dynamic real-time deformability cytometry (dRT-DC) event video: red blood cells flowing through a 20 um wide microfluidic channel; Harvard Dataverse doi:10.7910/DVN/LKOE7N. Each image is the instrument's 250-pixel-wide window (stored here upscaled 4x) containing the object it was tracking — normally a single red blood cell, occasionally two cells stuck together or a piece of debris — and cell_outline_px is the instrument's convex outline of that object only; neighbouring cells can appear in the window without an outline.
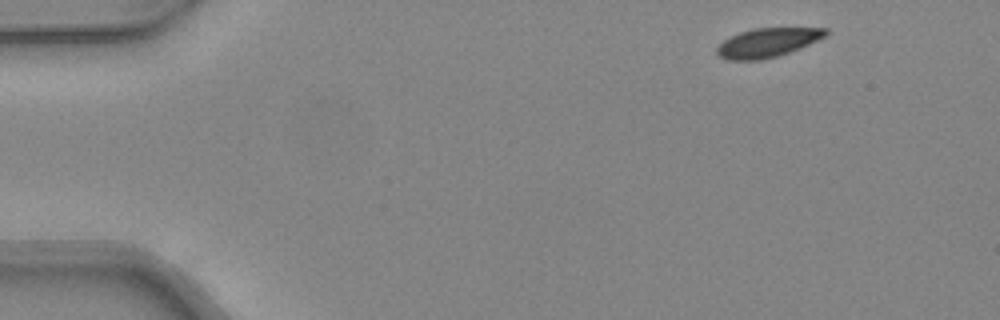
{"species": "common noctule bat (a hibernating species)", "species_latin": "Nyctalus noctula", "temperature_condition": "warm", "stored_images_in_passage": 27, "camera_frame_rate_fps": 3000, "um_per_image_px": 0.085, "animal": {"sex": "female", "body_mass_g": 24.6, "forearm_length_mm": 56.2}, "frame": {"image": 1, "passage_image": 1, "time_ms": 0.0, "image_size_px": [1000, 320], "cell_outline_px": [[828, 36], [800, 48], [776, 56], [760, 60], [728, 60], [720, 56], [716, 52], [716, 48], [724, 40], [740, 32], [752, 28], [828, 28]], "centroid_in_image_um": [65.26, 3.61], "position_along_channel_um": 19.7, "area_um2": 18.32}}
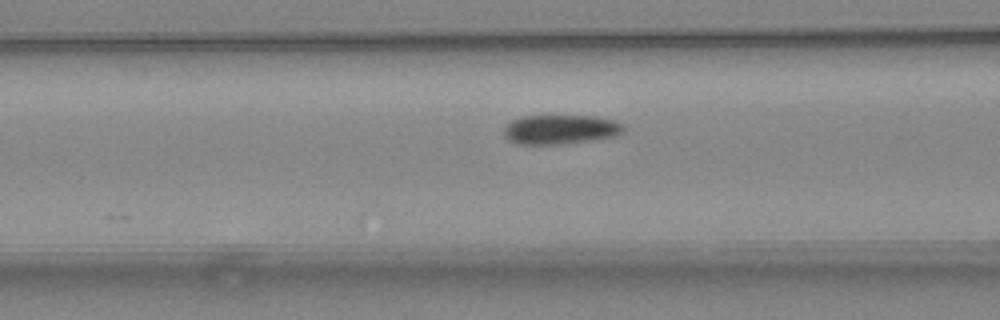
{"frame": {"image": 2, "passage_image": 15, "time_ms": 4.667, "image_size_px": [1000, 320], "cell_outline_px": [[624, 132], [612, 136], [588, 140], [560, 144], [516, 144], [508, 140], [504, 136], [504, 128], [512, 120], [520, 116], [596, 116], [612, 120], [624, 124]], "centroid_in_image_um": [47.6, 11.0], "position_along_channel_um": 119.0, "area_um2": 20.35}}
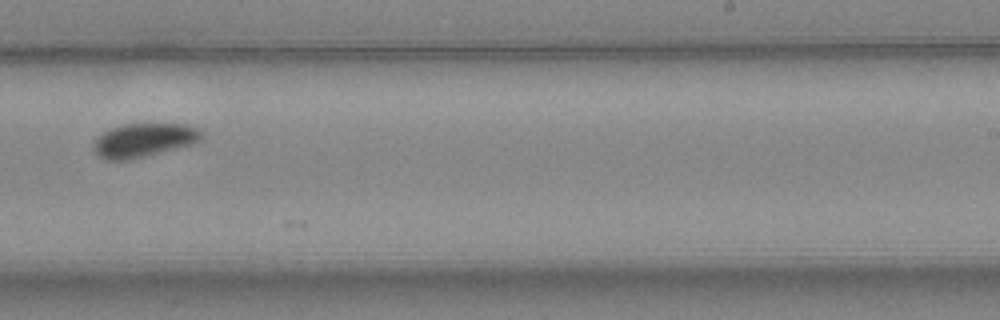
{"frame": {"image": 3, "passage_image": 26, "time_ms": 8.333, "image_size_px": [1000, 320], "cell_outline_px": [[204, 136], [196, 144], [132, 160], [104, 160], [92, 148], [92, 144], [104, 132], [112, 128], [124, 124], [184, 124], [196, 128]], "centroid_in_image_um": [12.25, 11.94], "position_along_channel_um": 276.7, "area_um2": 21.39}}